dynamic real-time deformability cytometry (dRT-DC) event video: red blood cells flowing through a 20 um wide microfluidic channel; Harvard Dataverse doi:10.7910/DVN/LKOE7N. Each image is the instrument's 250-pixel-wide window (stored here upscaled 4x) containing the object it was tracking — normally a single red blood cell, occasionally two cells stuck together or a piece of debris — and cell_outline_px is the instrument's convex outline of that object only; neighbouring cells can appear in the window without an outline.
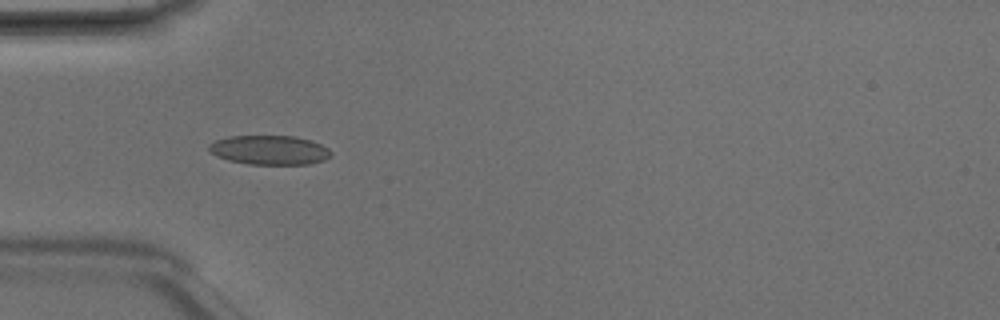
{"species": "Egyptian fruit bat (a non-hibernating species)", "species_latin": "Rousettus aegyptiacus", "temperature_condition": "room temperature", "stored_images_in_passage": 6, "camera_frame_rate_fps": 3000, "um_per_image_px": 0.085, "animal": {"sex": "male"}, "frame": {"image": 1, "passage_image": 4, "time_ms": 1.0, "image_size_px": [1000, 320], "cell_outline_px": [[332, 152], [324, 160], [308, 164], [248, 164], [228, 160], [216, 156], [208, 152], [208, 144], [216, 140], [228, 136], [296, 136], [312, 140], [328, 148]], "centroid_in_image_um": [22.87, 12.74], "position_along_channel_um": 62.1, "area_um2": 20.92}}